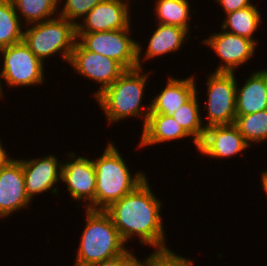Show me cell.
Returning <instances> with one entry per match:
<instances>
[{"label":"cell","instance_id":"6da1fadb","mask_svg":"<svg viewBox=\"0 0 267 266\" xmlns=\"http://www.w3.org/2000/svg\"><path fill=\"white\" fill-rule=\"evenodd\" d=\"M147 178L129 194L113 202L104 211L110 216L122 240L133 236L155 251L169 250L162 221L161 201L155 197Z\"/></svg>","mask_w":267,"mask_h":266},{"label":"cell","instance_id":"7a4b0ae2","mask_svg":"<svg viewBox=\"0 0 267 266\" xmlns=\"http://www.w3.org/2000/svg\"><path fill=\"white\" fill-rule=\"evenodd\" d=\"M114 145L109 141L103 154L92 160L96 171L95 210H105L147 178L140 171L133 176Z\"/></svg>","mask_w":267,"mask_h":266},{"label":"cell","instance_id":"3957f363","mask_svg":"<svg viewBox=\"0 0 267 266\" xmlns=\"http://www.w3.org/2000/svg\"><path fill=\"white\" fill-rule=\"evenodd\" d=\"M142 69L126 70L95 97L109 123L137 116L144 117L142 124L144 127L150 114L151 104H148L147 109L141 105L149 75V73H142Z\"/></svg>","mask_w":267,"mask_h":266},{"label":"cell","instance_id":"277c9868","mask_svg":"<svg viewBox=\"0 0 267 266\" xmlns=\"http://www.w3.org/2000/svg\"><path fill=\"white\" fill-rule=\"evenodd\" d=\"M86 225L81 234L74 266H86L125 253L122 240L110 216L104 210L85 209Z\"/></svg>","mask_w":267,"mask_h":266},{"label":"cell","instance_id":"5b68a950","mask_svg":"<svg viewBox=\"0 0 267 266\" xmlns=\"http://www.w3.org/2000/svg\"><path fill=\"white\" fill-rule=\"evenodd\" d=\"M23 35L24 43L43 62L58 52L62 60L69 62L76 38V26L67 19L58 17L32 24Z\"/></svg>","mask_w":267,"mask_h":266},{"label":"cell","instance_id":"8992f818","mask_svg":"<svg viewBox=\"0 0 267 266\" xmlns=\"http://www.w3.org/2000/svg\"><path fill=\"white\" fill-rule=\"evenodd\" d=\"M4 78L9 87L35 86L44 81V62L37 58L24 41L0 49Z\"/></svg>","mask_w":267,"mask_h":266},{"label":"cell","instance_id":"52a82bcc","mask_svg":"<svg viewBox=\"0 0 267 266\" xmlns=\"http://www.w3.org/2000/svg\"><path fill=\"white\" fill-rule=\"evenodd\" d=\"M130 30L76 33V38L86 50L111 58L126 70H132L138 68V42L130 37Z\"/></svg>","mask_w":267,"mask_h":266},{"label":"cell","instance_id":"ba28073f","mask_svg":"<svg viewBox=\"0 0 267 266\" xmlns=\"http://www.w3.org/2000/svg\"><path fill=\"white\" fill-rule=\"evenodd\" d=\"M235 73L212 72L207 78V123L210 126L232 125L236 119Z\"/></svg>","mask_w":267,"mask_h":266},{"label":"cell","instance_id":"9c48e42d","mask_svg":"<svg viewBox=\"0 0 267 266\" xmlns=\"http://www.w3.org/2000/svg\"><path fill=\"white\" fill-rule=\"evenodd\" d=\"M68 64L73 67L77 74H81L84 78L87 77L101 85L95 91V97L126 71L119 62L86 50L77 40Z\"/></svg>","mask_w":267,"mask_h":266},{"label":"cell","instance_id":"30bf717a","mask_svg":"<svg viewBox=\"0 0 267 266\" xmlns=\"http://www.w3.org/2000/svg\"><path fill=\"white\" fill-rule=\"evenodd\" d=\"M70 161L62 164L61 181L75 201L87 202L85 209L95 210L96 171L92 159L68 153ZM73 159V160H72ZM83 200V201H82Z\"/></svg>","mask_w":267,"mask_h":266},{"label":"cell","instance_id":"8fae6325","mask_svg":"<svg viewBox=\"0 0 267 266\" xmlns=\"http://www.w3.org/2000/svg\"><path fill=\"white\" fill-rule=\"evenodd\" d=\"M203 44L215 51L222 63L213 72L234 73L239 66L254 56L256 44L245 37L222 31L211 34Z\"/></svg>","mask_w":267,"mask_h":266},{"label":"cell","instance_id":"7c38bea8","mask_svg":"<svg viewBox=\"0 0 267 266\" xmlns=\"http://www.w3.org/2000/svg\"><path fill=\"white\" fill-rule=\"evenodd\" d=\"M31 201L26 192L22 163L10 158L0 166V217L7 218L27 208Z\"/></svg>","mask_w":267,"mask_h":266},{"label":"cell","instance_id":"4fadbf2b","mask_svg":"<svg viewBox=\"0 0 267 266\" xmlns=\"http://www.w3.org/2000/svg\"><path fill=\"white\" fill-rule=\"evenodd\" d=\"M129 7V0H103L76 25V33L130 29Z\"/></svg>","mask_w":267,"mask_h":266},{"label":"cell","instance_id":"5bb4252c","mask_svg":"<svg viewBox=\"0 0 267 266\" xmlns=\"http://www.w3.org/2000/svg\"><path fill=\"white\" fill-rule=\"evenodd\" d=\"M22 163L25 179L26 192L32 200L34 196L51 190L57 194L58 189L55 185L61 180L62 163L58 162V157L48 154L38 159H19Z\"/></svg>","mask_w":267,"mask_h":266},{"label":"cell","instance_id":"9a60e30c","mask_svg":"<svg viewBox=\"0 0 267 266\" xmlns=\"http://www.w3.org/2000/svg\"><path fill=\"white\" fill-rule=\"evenodd\" d=\"M249 146L238 128L232 124L206 128L197 150L202 155L211 156L213 159L229 158L241 153Z\"/></svg>","mask_w":267,"mask_h":266},{"label":"cell","instance_id":"2e32d148","mask_svg":"<svg viewBox=\"0 0 267 266\" xmlns=\"http://www.w3.org/2000/svg\"><path fill=\"white\" fill-rule=\"evenodd\" d=\"M195 76L185 79L169 77L165 88L151 100L150 114L171 116L196 93Z\"/></svg>","mask_w":267,"mask_h":266},{"label":"cell","instance_id":"e0dca14e","mask_svg":"<svg viewBox=\"0 0 267 266\" xmlns=\"http://www.w3.org/2000/svg\"><path fill=\"white\" fill-rule=\"evenodd\" d=\"M156 30L153 32L149 39V43L145 52L144 58H142V48L140 43H137V60L138 68H142V59L155 58L164 54L173 53L181 49L183 42L187 40V36L191 38L186 29L157 23Z\"/></svg>","mask_w":267,"mask_h":266},{"label":"cell","instance_id":"ac0fdd59","mask_svg":"<svg viewBox=\"0 0 267 266\" xmlns=\"http://www.w3.org/2000/svg\"><path fill=\"white\" fill-rule=\"evenodd\" d=\"M241 88L236 85V115H247L267 109V72L259 70L245 79Z\"/></svg>","mask_w":267,"mask_h":266},{"label":"cell","instance_id":"d6986e66","mask_svg":"<svg viewBox=\"0 0 267 266\" xmlns=\"http://www.w3.org/2000/svg\"><path fill=\"white\" fill-rule=\"evenodd\" d=\"M142 131L139 147L190 137L172 116L165 114H149Z\"/></svg>","mask_w":267,"mask_h":266},{"label":"cell","instance_id":"ffe728a7","mask_svg":"<svg viewBox=\"0 0 267 266\" xmlns=\"http://www.w3.org/2000/svg\"><path fill=\"white\" fill-rule=\"evenodd\" d=\"M256 5H251L234 12L226 14L221 29L226 32L239 35L252 40L256 45L257 41L253 37L261 23V14ZM230 29V30H229Z\"/></svg>","mask_w":267,"mask_h":266},{"label":"cell","instance_id":"44dd1931","mask_svg":"<svg viewBox=\"0 0 267 266\" xmlns=\"http://www.w3.org/2000/svg\"><path fill=\"white\" fill-rule=\"evenodd\" d=\"M19 18L32 25L55 18L59 0H11ZM18 11V12H17ZM21 13V14H19ZM23 17H21V16Z\"/></svg>","mask_w":267,"mask_h":266},{"label":"cell","instance_id":"7402d4cb","mask_svg":"<svg viewBox=\"0 0 267 266\" xmlns=\"http://www.w3.org/2000/svg\"><path fill=\"white\" fill-rule=\"evenodd\" d=\"M197 90L196 88V93L171 116L193 137V143L198 149V143L202 140L206 128L201 120Z\"/></svg>","mask_w":267,"mask_h":266},{"label":"cell","instance_id":"603a6c76","mask_svg":"<svg viewBox=\"0 0 267 266\" xmlns=\"http://www.w3.org/2000/svg\"><path fill=\"white\" fill-rule=\"evenodd\" d=\"M189 0H156L154 9L156 22L164 25L178 26L189 32ZM190 9V10H189Z\"/></svg>","mask_w":267,"mask_h":266},{"label":"cell","instance_id":"cb8c5ba5","mask_svg":"<svg viewBox=\"0 0 267 266\" xmlns=\"http://www.w3.org/2000/svg\"><path fill=\"white\" fill-rule=\"evenodd\" d=\"M24 22L11 0H0V49L23 41Z\"/></svg>","mask_w":267,"mask_h":266},{"label":"cell","instance_id":"d4e9b609","mask_svg":"<svg viewBox=\"0 0 267 266\" xmlns=\"http://www.w3.org/2000/svg\"><path fill=\"white\" fill-rule=\"evenodd\" d=\"M234 125L249 145L263 143L267 140V109L247 115H236Z\"/></svg>","mask_w":267,"mask_h":266},{"label":"cell","instance_id":"484cf974","mask_svg":"<svg viewBox=\"0 0 267 266\" xmlns=\"http://www.w3.org/2000/svg\"><path fill=\"white\" fill-rule=\"evenodd\" d=\"M143 261L136 259L135 266H193L194 261L169 250L153 251Z\"/></svg>","mask_w":267,"mask_h":266},{"label":"cell","instance_id":"4316f807","mask_svg":"<svg viewBox=\"0 0 267 266\" xmlns=\"http://www.w3.org/2000/svg\"><path fill=\"white\" fill-rule=\"evenodd\" d=\"M103 0H66L58 16L67 19L75 26L79 23L76 19H82L92 8ZM60 2V0H59Z\"/></svg>","mask_w":267,"mask_h":266},{"label":"cell","instance_id":"83f0119b","mask_svg":"<svg viewBox=\"0 0 267 266\" xmlns=\"http://www.w3.org/2000/svg\"><path fill=\"white\" fill-rule=\"evenodd\" d=\"M128 249L122 255L86 266H135L137 257Z\"/></svg>","mask_w":267,"mask_h":266},{"label":"cell","instance_id":"f1b7e54d","mask_svg":"<svg viewBox=\"0 0 267 266\" xmlns=\"http://www.w3.org/2000/svg\"><path fill=\"white\" fill-rule=\"evenodd\" d=\"M216 1L222 6L225 14L254 5L250 0H215V2Z\"/></svg>","mask_w":267,"mask_h":266},{"label":"cell","instance_id":"f546056e","mask_svg":"<svg viewBox=\"0 0 267 266\" xmlns=\"http://www.w3.org/2000/svg\"><path fill=\"white\" fill-rule=\"evenodd\" d=\"M9 159L10 156H8V153H6L5 147H3V144L0 140V166L6 163Z\"/></svg>","mask_w":267,"mask_h":266},{"label":"cell","instance_id":"4dcf8cb0","mask_svg":"<svg viewBox=\"0 0 267 266\" xmlns=\"http://www.w3.org/2000/svg\"><path fill=\"white\" fill-rule=\"evenodd\" d=\"M262 176H261V182H262V187H263V190L266 192L267 194V171H262L261 172Z\"/></svg>","mask_w":267,"mask_h":266},{"label":"cell","instance_id":"1f68e13d","mask_svg":"<svg viewBox=\"0 0 267 266\" xmlns=\"http://www.w3.org/2000/svg\"><path fill=\"white\" fill-rule=\"evenodd\" d=\"M1 79V78H0ZM2 88H3V86H1V80H0V98H2L3 97V91H2Z\"/></svg>","mask_w":267,"mask_h":266}]
</instances>
